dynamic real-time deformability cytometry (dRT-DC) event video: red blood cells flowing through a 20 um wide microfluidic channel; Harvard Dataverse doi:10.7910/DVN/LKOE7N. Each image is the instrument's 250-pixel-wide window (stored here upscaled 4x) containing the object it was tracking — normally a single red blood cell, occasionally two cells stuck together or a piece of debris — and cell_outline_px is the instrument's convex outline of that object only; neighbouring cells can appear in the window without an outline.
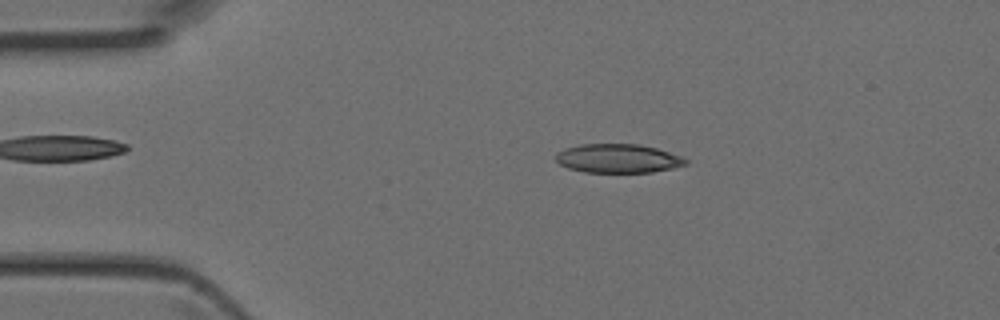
{"species": "Egyptian fruit bat (a non-hibernating species)", "species_latin": "Rousettus aegyptiacus", "temperature_condition": "room temperature", "stored_images_in_passage": 43, "camera_frame_rate_fps": 3000, "um_per_image_px": 0.085, "animal": {"sex": "female"}, "frame": {"image": 1, "passage_image": 8, "time_ms": 2.333, "image_size_px": [1000, 320], "cell_outline_px": [[688, 164], [672, 168], [652, 172], [584, 172], [568, 168], [560, 164], [556, 160], [556, 152], [564, 148], [580, 144], [640, 144], [656, 148], [680, 156], [688, 160]], "centroid_in_image_um": [52.51, 13.46], "position_along_channel_um": 32.5, "area_um2": 21.85}}
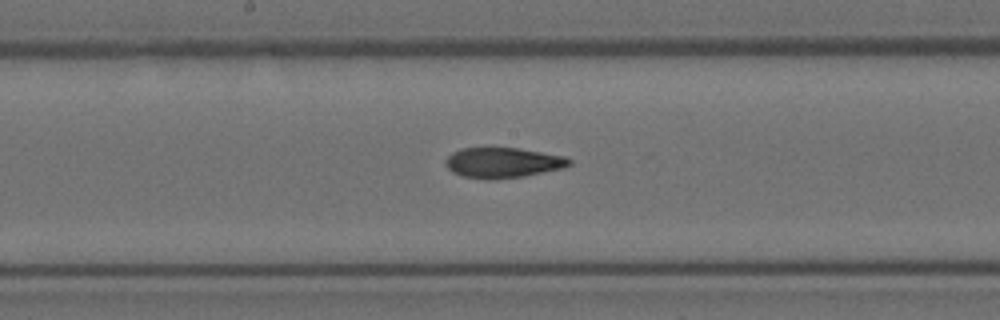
{"frame": {"image": 2, "passage_image": 22, "time_ms": 7.0, "image_size_px": [1000, 320], "cell_outline_px": [[572, 164], [564, 168], [524, 176], [488, 180], [464, 176], [452, 172], [448, 168], [448, 156], [452, 152], [460, 148], [520, 148], [564, 156], [572, 160]], "centroid_in_image_um": [42.79, 13.82], "position_along_channel_um": 205.4, "area_um2": 21.73}}
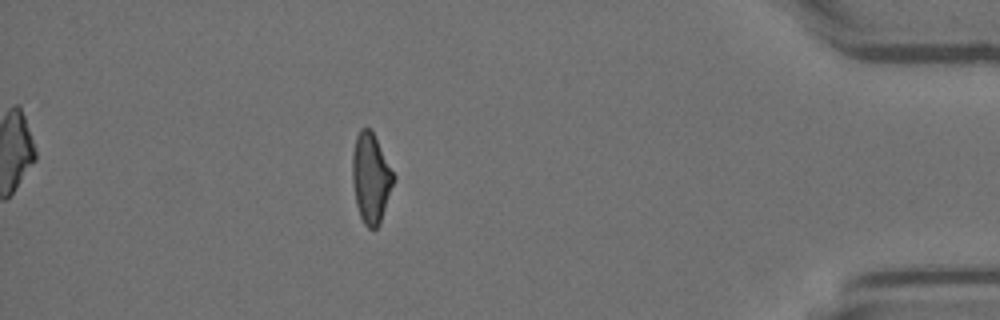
{"frame": {"image": 3, "passage_image": 38, "time_ms": 12.333, "image_size_px": [1000, 320], "cell_outline_px": [[396, 176], [380, 224], [376, 228], [368, 228], [364, 224], [360, 216], [356, 204], [352, 184], [352, 152], [356, 136], [360, 128], [368, 128], [372, 132]], "centroid_in_image_um": [31.51, 15.15], "position_along_channel_um": 403.7, "area_um2": 21.56}}